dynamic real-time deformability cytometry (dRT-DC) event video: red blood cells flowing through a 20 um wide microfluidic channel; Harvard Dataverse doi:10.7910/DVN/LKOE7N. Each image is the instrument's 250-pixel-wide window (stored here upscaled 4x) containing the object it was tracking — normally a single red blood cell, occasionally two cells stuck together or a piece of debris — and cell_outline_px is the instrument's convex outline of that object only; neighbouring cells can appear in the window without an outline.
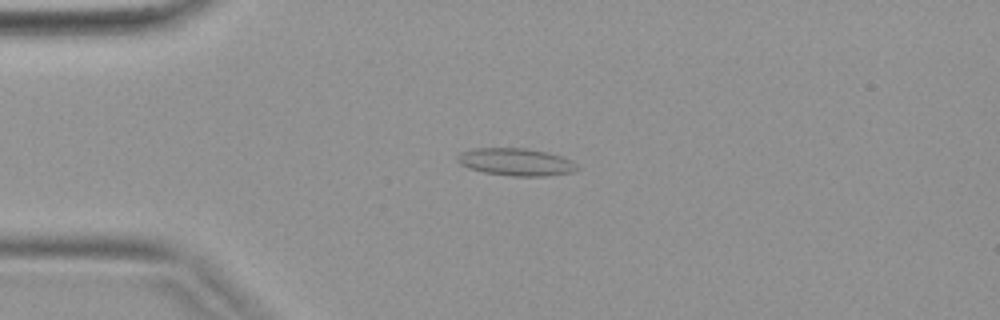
{"species": "common noctule bat (a hibernating species)", "species_latin": "Nyctalus noctula", "temperature_condition": "warm", "stored_images_in_passage": 41, "camera_frame_rate_fps": 3000, "um_per_image_px": 0.085, "animal": {"sex": "female", "body_mass_g": 19.9}, "frame": {"image": 1, "passage_image": 10, "time_ms": 3.0, "image_size_px": [1000, 320], "cell_outline_px": [[580, 168], [572, 172], [548, 176], [512, 176], [484, 172], [468, 168], [460, 164], [456, 160], [456, 156], [460, 152], [472, 148], [528, 148], [548, 152], [572, 160]], "centroid_in_image_um": [43.84, 13.76], "position_along_channel_um": 41.2, "area_um2": 19.36}}
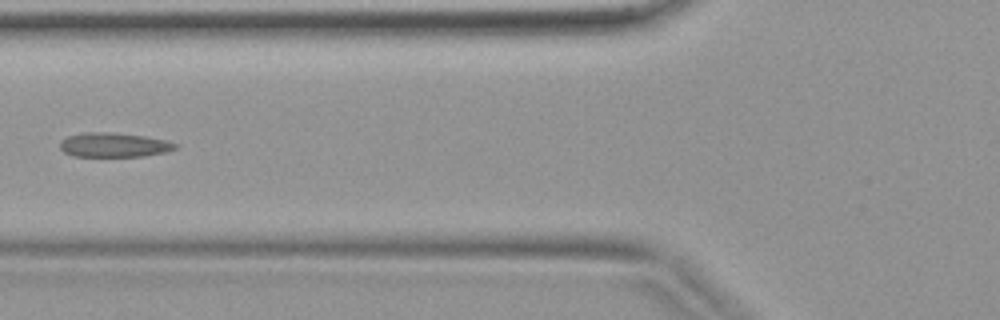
{"frame": {"image": 2, "passage_image": 16, "time_ms": 5.0, "image_size_px": [1000, 320], "cell_outline_px": [[180, 144], [176, 148], [168, 152], [144, 156], [72, 156], [64, 152], [60, 148], [60, 140], [68, 136], [84, 132], [116, 132], [144, 136], [164, 140]], "centroid_in_image_um": [9.69, 12.31], "position_along_channel_um": 116.1, "area_um2": 16.53}}
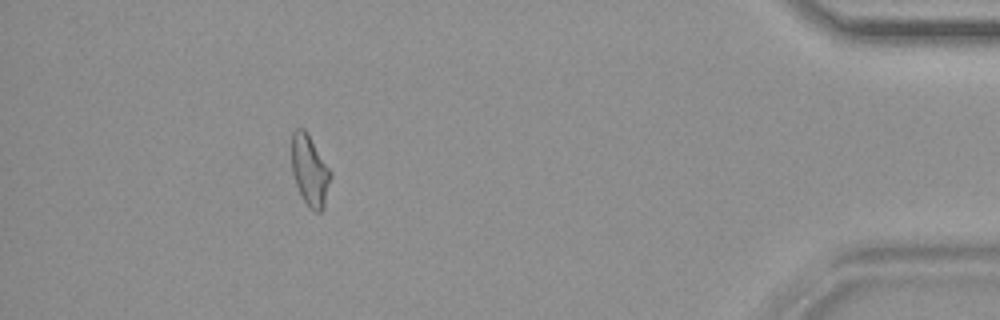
{"frame": {"image": 3, "passage_image": 37, "time_ms": 12.0, "image_size_px": [1000, 320], "cell_outline_px": [[332, 176], [324, 208], [320, 212], [316, 212], [308, 208], [296, 184], [292, 172], [292, 132], [296, 128], [304, 128], [308, 132], [332, 172]], "centroid_in_image_um": [26.35, 14.49], "position_along_channel_um": 408.8, "area_um2": 16.3}}